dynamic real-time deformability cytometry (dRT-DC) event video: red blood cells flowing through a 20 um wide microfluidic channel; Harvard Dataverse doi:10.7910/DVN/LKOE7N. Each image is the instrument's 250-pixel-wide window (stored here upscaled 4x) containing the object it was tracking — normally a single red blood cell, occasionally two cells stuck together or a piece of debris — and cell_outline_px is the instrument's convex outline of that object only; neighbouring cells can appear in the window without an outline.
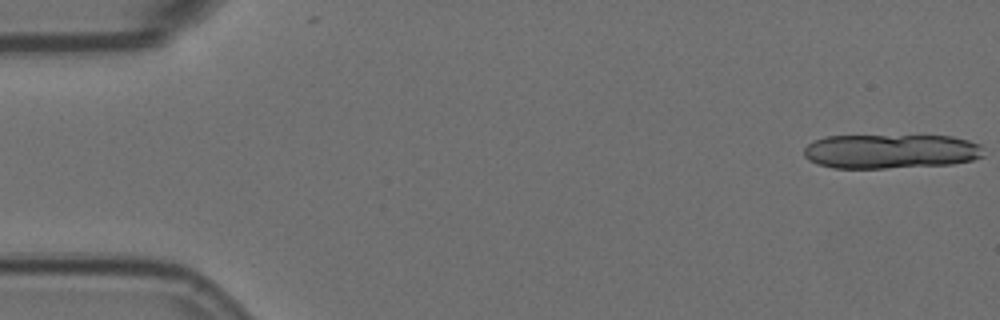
{"species": "Egyptian fruit bat (a non-hibernating species)", "species_latin": "Rousettus aegyptiacus", "temperature_condition": "room temperature", "stored_images_in_passage": 5, "camera_frame_rate_fps": 3000, "um_per_image_px": 0.085, "animal": {"sex": "female"}, "frame": {"image": 1, "passage_image": 1, "time_ms": 0.0, "image_size_px": [1000, 320], "cell_outline_px": [[984, 156], [972, 160], [952, 164], [888, 168], [832, 168], [808, 160], [804, 156], [804, 148], [812, 140], [824, 136], [952, 136], [968, 140], [980, 144]], "centroid_in_image_um": [75.69, 12.86], "position_along_channel_um": 9.3, "area_um2": 36.18}}